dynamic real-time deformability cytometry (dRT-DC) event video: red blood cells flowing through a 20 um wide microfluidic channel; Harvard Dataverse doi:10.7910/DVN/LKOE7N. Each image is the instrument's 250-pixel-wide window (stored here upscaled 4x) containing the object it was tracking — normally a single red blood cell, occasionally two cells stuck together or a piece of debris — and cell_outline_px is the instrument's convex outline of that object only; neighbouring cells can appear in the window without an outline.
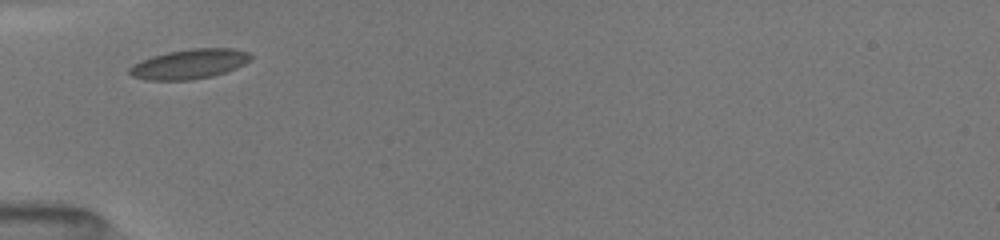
{"species": "common noctule bat (a hibernating species)", "species_latin": "Nyctalus noctula", "temperature_condition": "room temperature", "stored_images_in_passage": 46, "camera_frame_rate_fps": 3000, "um_per_image_px": 0.085, "animal": {"sex": "female", "body_mass_g": 19.5, "forearm_length_mm": 54.1}, "frame": {"image": 1, "passage_image": 1, "time_ms": 0.0, "image_size_px": [1000, 240], "cell_outline_px": [[252, 56], [244, 64], [236, 68], [212, 76], [192, 80], [148, 80], [132, 76], [128, 72], [128, 68], [132, 64], [140, 60], [152, 56], [168, 52], [192, 48], [232, 48], [248, 52]], "centroid_in_image_um": [16.06, 5.44], "position_along_channel_um": 68.9, "area_um2": 20.98}}
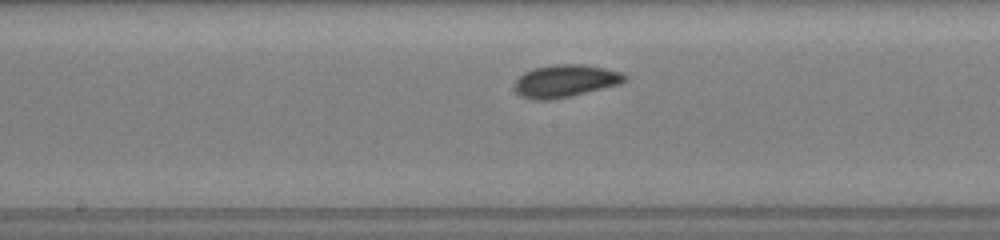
{"frame": {"image": 2, "passage_image": 20, "time_ms": 3.333, "image_size_px": [1000, 240], "cell_outline_px": [[628, 80], [620, 84], [572, 96], [552, 100], [532, 100], [520, 96], [512, 88], [512, 84], [524, 72], [532, 68], [556, 64], [584, 64], [608, 68], [620, 72], [628, 76]], "centroid_in_image_um": [48.04, 6.88], "position_along_channel_um": 200.2, "area_um2": 21.39}}
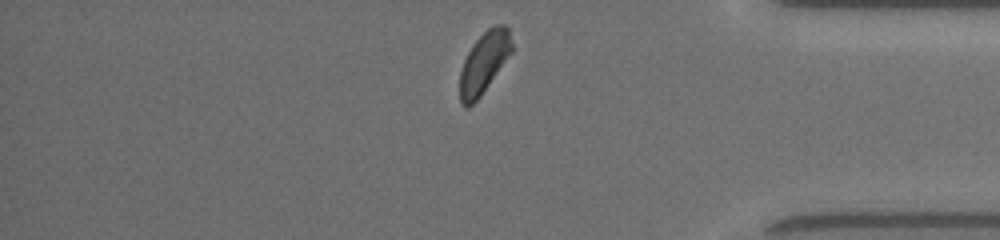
{"frame": {"image": 3, "passage_image": 42, "time_ms": 8.667, "image_size_px": [1000, 240], "cell_outline_px": [[512, 52], [480, 96], [468, 108], [464, 108], [460, 104], [460, 72], [464, 60], [472, 44], [492, 24], [504, 24], [508, 28], [512, 44]], "centroid_in_image_um": [41.13, 5.31], "position_along_channel_um": 394.1, "area_um2": 18.44}, "authors_computed_cell_mechanics": {"area_um2": 19.7676, "velocity_mm_per_s": 3.9813, "shape_relaxation_time_tau1_ms": 3.8296, "shape_relaxation_time_tau2_ms": 1.2637, "deformation_change_tau1": 0.0982, "deformation_change_tau2": 0.0696}}